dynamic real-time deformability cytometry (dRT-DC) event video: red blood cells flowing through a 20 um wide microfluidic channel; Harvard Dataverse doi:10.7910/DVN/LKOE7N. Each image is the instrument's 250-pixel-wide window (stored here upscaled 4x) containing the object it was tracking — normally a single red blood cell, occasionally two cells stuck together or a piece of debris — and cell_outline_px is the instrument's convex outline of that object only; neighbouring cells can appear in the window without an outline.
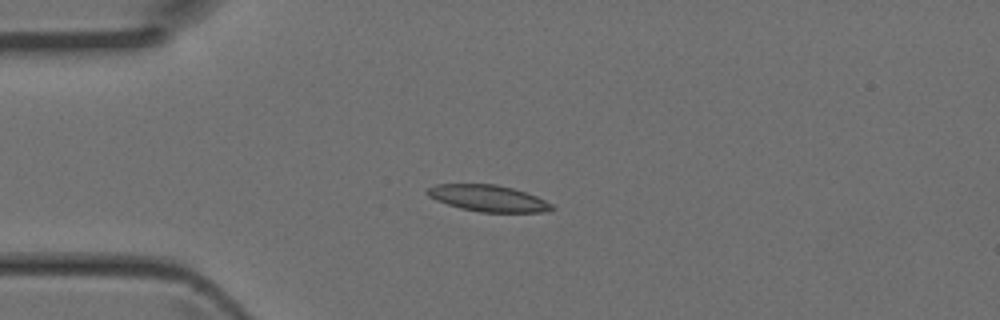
{"species": "Egyptian fruit bat (a non-hibernating species)", "species_latin": "Rousettus aegyptiacus", "temperature_condition": "room temperature", "stored_images_in_passage": 2, "camera_frame_rate_fps": 3000, "um_per_image_px": 0.085, "animal": {"sex": "female"}, "frame": {"image": 1, "passage_image": 2, "time_ms": 0.333, "image_size_px": [1000, 320], "cell_outline_px": [[556, 208], [544, 212], [480, 212], [460, 208], [436, 200], [428, 196], [424, 192], [428, 188], [436, 184], [496, 184], [512, 188], [536, 196], [552, 204]], "centroid_in_image_um": [41.47, 16.85], "position_along_channel_um": 43.5, "area_um2": 19.13}}